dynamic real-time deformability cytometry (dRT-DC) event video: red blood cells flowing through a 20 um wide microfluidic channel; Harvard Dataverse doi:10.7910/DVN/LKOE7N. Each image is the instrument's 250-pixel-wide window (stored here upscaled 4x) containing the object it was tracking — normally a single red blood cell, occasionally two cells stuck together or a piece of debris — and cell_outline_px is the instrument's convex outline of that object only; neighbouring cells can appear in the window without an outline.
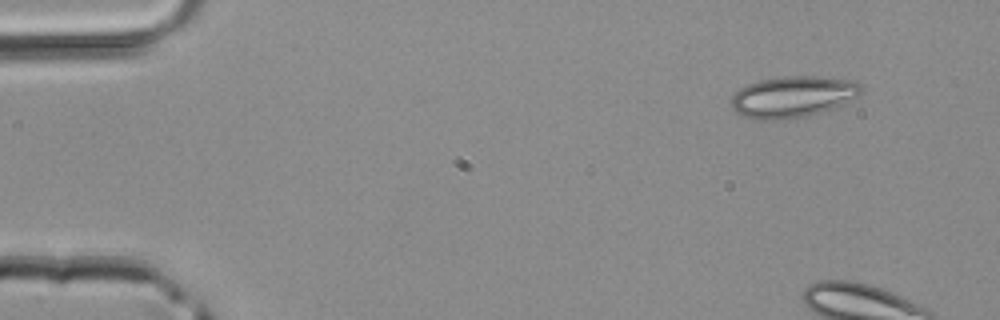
{"species": "common noctule bat (a hibernating species)", "species_latin": "Nyctalus noctula", "temperature_condition": "room temperature", "stored_images_in_passage": 5, "camera_frame_rate_fps": 3000, "um_per_image_px": 0.085, "animal": {"sex": "male", "body_mass_g": 20.4}, "frame": {"image": 1, "passage_image": 1, "time_ms": 0.0, "image_size_px": [1000, 320], "cell_outline_px": [[864, 92], [832, 108], [804, 116], [780, 120], [756, 120], [744, 116], [736, 112], [732, 108], [732, 96], [740, 88], [748, 84], [760, 80], [784, 76], [816, 76], [856, 80], [864, 88]], "centroid_in_image_um": [67.39, 8.21], "position_along_channel_um": 17.6, "area_um2": 31.15}}